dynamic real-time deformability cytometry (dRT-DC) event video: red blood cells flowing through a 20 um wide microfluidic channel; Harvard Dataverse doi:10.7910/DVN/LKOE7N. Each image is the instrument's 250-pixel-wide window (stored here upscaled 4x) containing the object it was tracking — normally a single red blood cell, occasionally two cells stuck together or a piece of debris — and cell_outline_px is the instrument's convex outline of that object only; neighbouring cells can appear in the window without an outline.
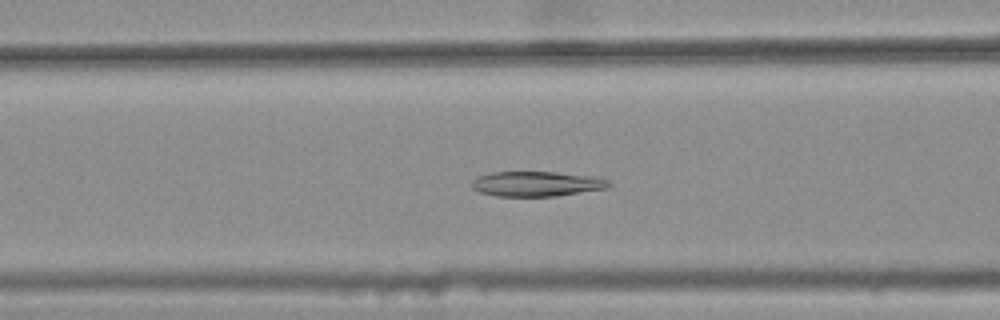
{"species": "common noctule bat (a hibernating species)", "species_latin": "Nyctalus noctula", "temperature_condition": "warm", "stored_images_in_passage": 44, "camera_frame_rate_fps": 3000, "um_per_image_px": 0.085, "animal": {"sex": "female", "body_mass_g": 25.1}, "frame": {"image": 1, "passage_image": 20, "time_ms": 6.333, "image_size_px": [1000, 320], "cell_outline_px": [[612, 184], [608, 188], [556, 196], [496, 196], [480, 192], [472, 188], [472, 180], [476, 176], [488, 172], [556, 172], [600, 176], [612, 180]], "centroid_in_image_um": [45.67, 15.61], "position_along_channel_um": 120.9, "area_um2": 20.4}}
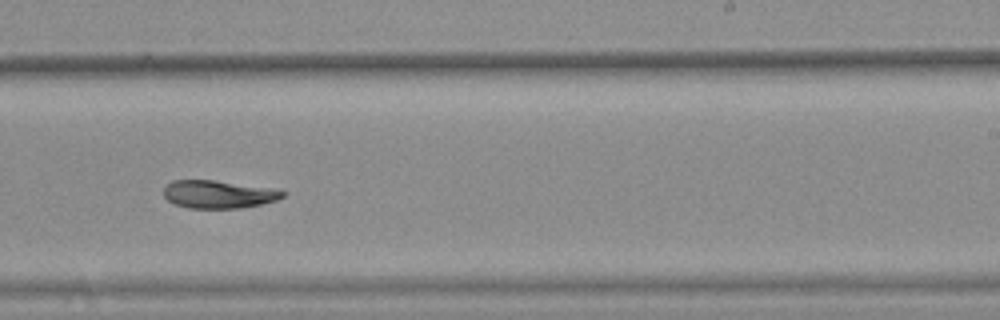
{"frame": {"image": 2, "passage_image": 32, "time_ms": 10.333, "image_size_px": [1000, 320], "cell_outline_px": [[284, 196], [276, 200], [260, 204], [240, 208], [188, 208], [176, 204], [168, 200], [164, 196], [164, 188], [172, 180], [212, 180], [284, 192]], "centroid_in_image_um": [18.45, 16.53], "position_along_channel_um": 270.5, "area_um2": 18.55}}
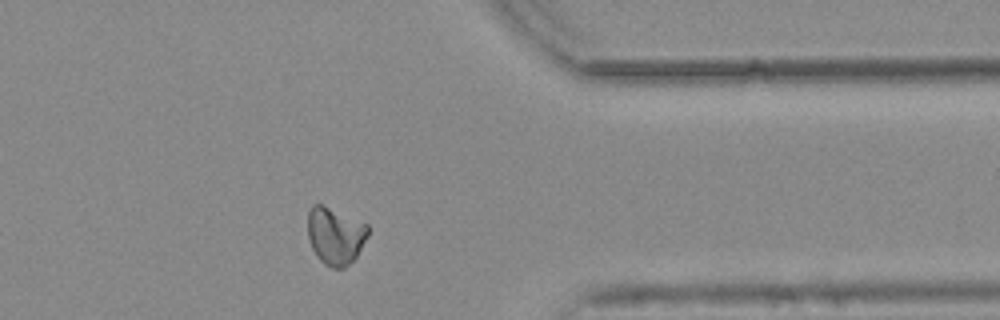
{"frame": {"image": 3, "passage_image": 42, "time_ms": 13.667, "image_size_px": [1000, 320], "cell_outline_px": [[368, 236], [356, 256], [344, 268], [332, 268], [324, 264], [316, 256], [312, 248], [308, 236], [308, 212], [312, 204], [320, 204], [368, 224]], "centroid_in_image_um": [28.48, 20.05], "position_along_channel_um": 382.9, "area_um2": 19.94}}